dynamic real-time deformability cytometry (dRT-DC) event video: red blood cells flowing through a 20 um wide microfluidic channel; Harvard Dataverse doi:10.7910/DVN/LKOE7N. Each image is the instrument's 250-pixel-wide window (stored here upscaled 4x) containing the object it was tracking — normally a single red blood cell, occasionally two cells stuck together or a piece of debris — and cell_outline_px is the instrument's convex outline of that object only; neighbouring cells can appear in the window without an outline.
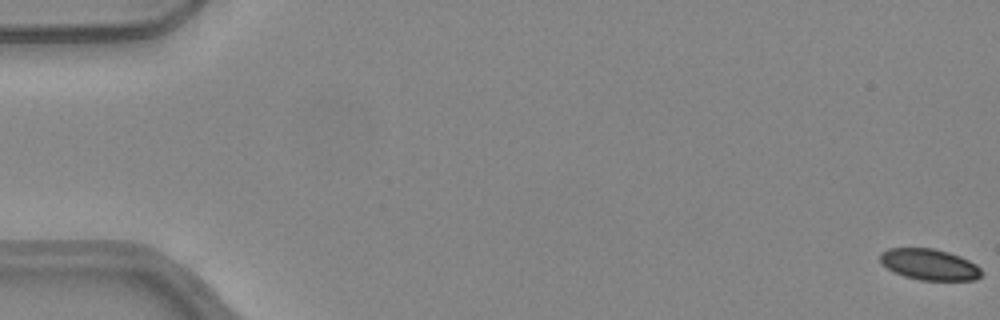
{"species": "common noctule bat (a hibernating species)", "species_latin": "Nyctalus noctula", "temperature_condition": "warm", "stored_images_in_passage": 22, "camera_frame_rate_fps": 3000, "um_per_image_px": 0.085, "animal": {"sex": "female", "body_mass_g": 24.6, "forearm_length_mm": 56.2}, "frame": {"image": 1, "passage_image": 1, "time_ms": 0.0, "image_size_px": [1000, 320], "cell_outline_px": [[984, 272], [976, 280], [920, 280], [904, 276], [892, 272], [880, 264], [880, 252], [888, 248], [936, 248], [960, 256], [976, 264]], "centroid_in_image_um": [78.97, 22.48], "position_along_channel_um": 6.0, "area_um2": 18.67}}
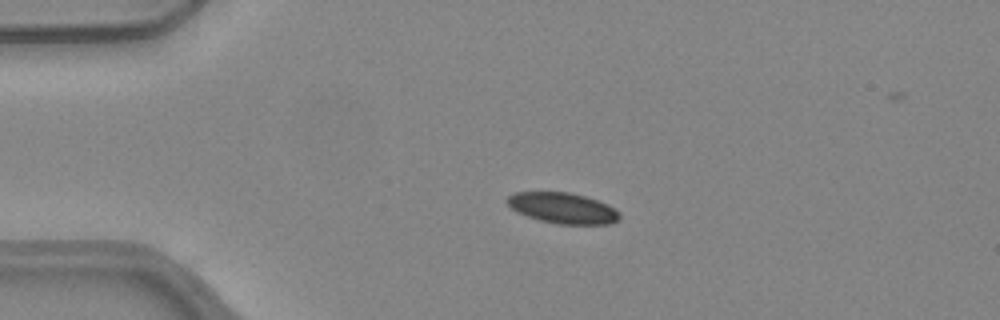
{"frame": {"image": 2, "passage_image": 13, "time_ms": 4.0, "image_size_px": [1000, 320], "cell_outline_px": [[620, 220], [608, 224], [556, 224], [540, 220], [516, 212], [504, 200], [508, 196], [516, 192], [568, 192], [584, 196], [608, 204], [620, 212]], "centroid_in_image_um": [47.84, 17.69], "position_along_channel_um": 37.2, "area_um2": 20.17}}